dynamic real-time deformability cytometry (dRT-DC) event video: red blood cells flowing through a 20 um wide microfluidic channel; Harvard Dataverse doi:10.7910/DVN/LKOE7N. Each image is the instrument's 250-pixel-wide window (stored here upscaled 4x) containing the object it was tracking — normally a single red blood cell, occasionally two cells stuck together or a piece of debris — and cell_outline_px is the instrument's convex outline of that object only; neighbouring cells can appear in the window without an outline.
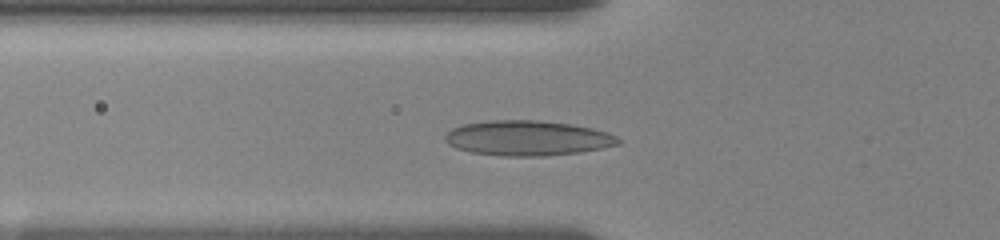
{"species": "human", "species_latin": "Homo sapiens", "temperature_condition": "room temperature", "stored_images_in_passage": 9, "camera_frame_rate_fps": 3000, "um_per_image_px": 0.085, "donor": {"sex": "female"}, "frame": {"image": 1, "passage_image": 6, "time_ms": 3.667, "image_size_px": [1000, 240], "cell_outline_px": [[620, 144], [604, 148], [580, 152], [544, 156], [504, 156], [468, 152], [456, 148], [448, 144], [444, 140], [444, 136], [452, 128], [464, 124], [488, 120], [540, 120], [572, 124], [592, 128], [608, 132], [616, 136], [620, 140]], "centroid_in_image_um": [44.84, 11.74], "position_along_channel_um": 81.0, "area_um2": 35.66}}
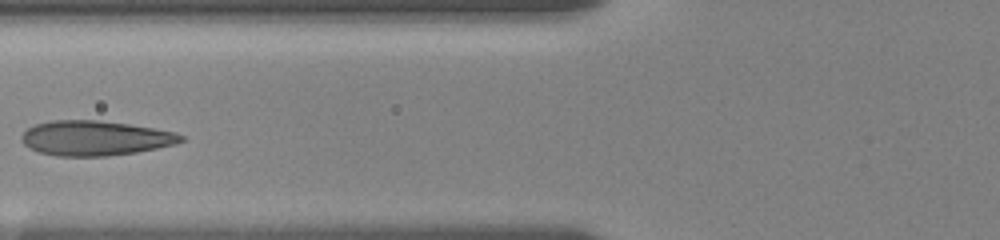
{"frame": {"image": 2, "passage_image": 7, "time_ms": 4.667, "image_size_px": [1000, 240], "cell_outline_px": [[184, 140], [176, 144], [136, 152], [108, 156], [56, 156], [40, 152], [28, 148], [20, 140], [20, 136], [28, 128], [36, 124], [52, 120], [96, 120], [128, 124], [176, 132], [184, 136]], "centroid_in_image_um": [8.07, 11.74], "position_along_channel_um": 117.7, "area_um2": 32.37}}
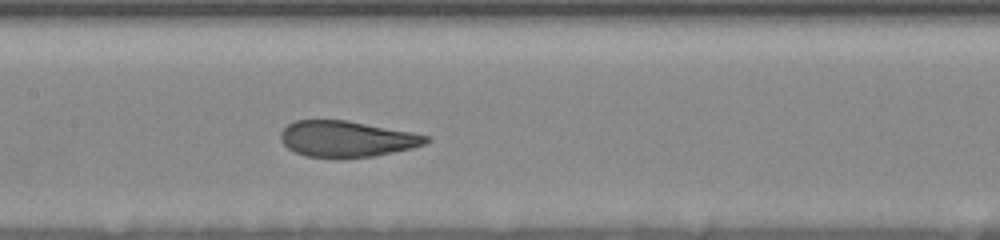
{"frame": {"image": 3, "passage_image": 9, "time_ms": 6.333, "image_size_px": [1000, 240], "cell_outline_px": [[432, 140], [424, 144], [412, 148], [372, 156], [304, 156], [288, 148], [280, 140], [280, 132], [288, 124], [296, 120], [348, 120], [412, 132], [428, 136]], "centroid_in_image_um": [29.47, 11.78], "position_along_channel_um": 177.9, "area_um2": 30.06}}